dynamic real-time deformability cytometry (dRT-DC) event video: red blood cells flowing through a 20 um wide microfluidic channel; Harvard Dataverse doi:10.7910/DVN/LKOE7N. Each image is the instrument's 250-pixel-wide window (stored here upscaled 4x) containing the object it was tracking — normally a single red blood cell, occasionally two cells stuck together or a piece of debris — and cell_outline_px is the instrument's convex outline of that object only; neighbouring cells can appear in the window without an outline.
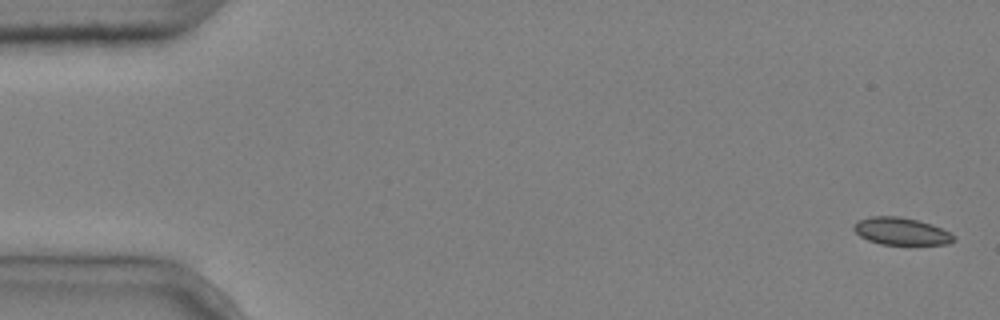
{"species": "common noctule bat (a hibernating species)", "species_latin": "Nyctalus noctula", "temperature_condition": "cold", "stored_images_in_passage": 6, "camera_frame_rate_fps": 3000, "um_per_image_px": 0.085, "animal": {"sex": "male", "body_mass_g": 20.4}, "frame": {"image": 1, "passage_image": 1, "time_ms": 0.0, "image_size_px": [1000, 320], "cell_outline_px": [[956, 240], [948, 244], [880, 244], [868, 240], [860, 236], [852, 228], [852, 224], [860, 220], [872, 216], [900, 216], [932, 224], [956, 236]], "centroid_in_image_um": [76.59, 19.66], "position_along_channel_um": 8.4, "area_um2": 15.84}}
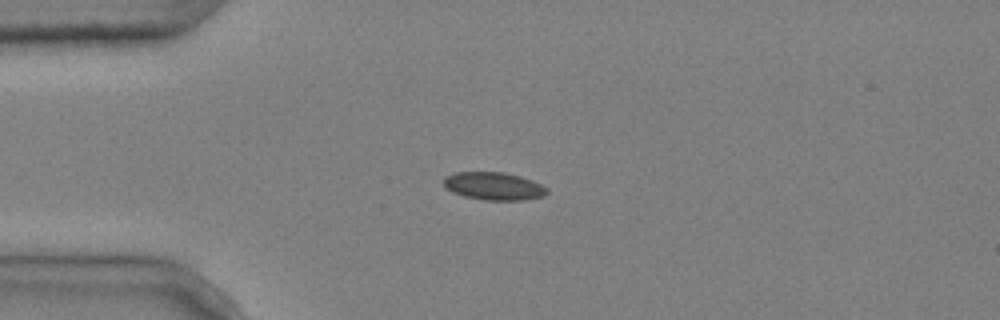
{"frame": {"image": 2, "passage_image": 4, "time_ms": 1.0, "image_size_px": [1000, 320], "cell_outline_px": [[548, 192], [544, 196], [524, 200], [484, 200], [464, 196], [452, 192], [444, 184], [444, 176], [456, 172], [504, 172], [520, 176], [532, 180], [548, 188]], "centroid_in_image_um": [41.99, 15.82], "position_along_channel_um": 43.0, "area_um2": 16.76}}